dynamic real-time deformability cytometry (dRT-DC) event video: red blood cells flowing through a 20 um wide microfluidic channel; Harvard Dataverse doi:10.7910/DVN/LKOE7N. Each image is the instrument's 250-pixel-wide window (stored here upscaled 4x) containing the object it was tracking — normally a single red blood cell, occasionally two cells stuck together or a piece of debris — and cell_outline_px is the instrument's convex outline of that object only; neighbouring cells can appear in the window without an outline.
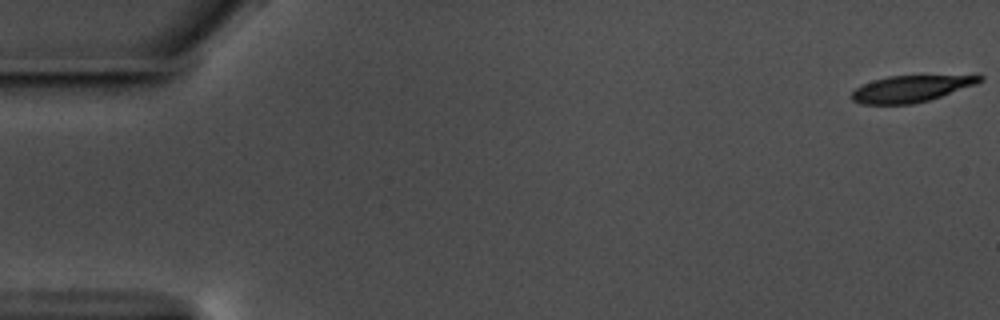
{"species": "common noctule bat (a hibernating species)", "species_latin": "Nyctalus noctula", "temperature_condition": "warm", "stored_images_in_passage": 58, "camera_frame_rate_fps": 3000, "um_per_image_px": 0.085, "animal": {"sex": "male", "body_mass_g": 17.5, "forearm_length_mm": 52.3}, "frame": {"image": 1, "passage_image": 1, "time_ms": 0.0, "image_size_px": [1000, 320], "cell_outline_px": [[984, 80], [976, 84], [928, 100], [912, 104], [860, 104], [852, 100], [852, 92], [856, 88], [872, 80], [888, 76], [984, 76]], "centroid_in_image_um": [77.37, 7.55], "position_along_channel_um": 7.6, "area_um2": 19.36}}
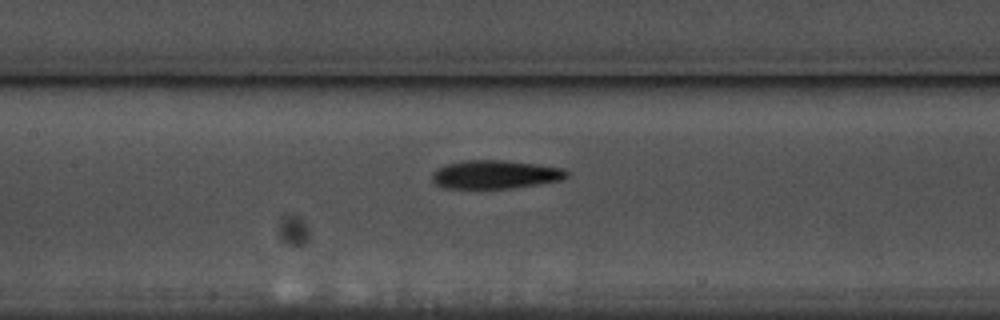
{"frame": {"image": 2, "passage_image": 27, "time_ms": 8.667, "image_size_px": [1000, 320], "cell_outline_px": [[568, 176], [564, 180], [512, 188], [440, 188], [432, 180], [432, 172], [436, 168], [444, 164], [464, 160], [504, 160], [536, 164], [564, 168], [568, 172]], "centroid_in_image_um": [42.07, 14.83], "position_along_channel_um": 165.3, "area_um2": 22.6}}
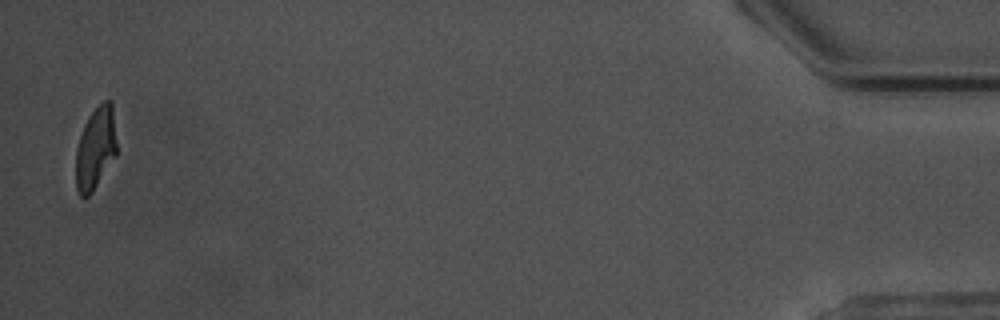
{"frame": {"image": 3, "passage_image": 57, "time_ms": 18.667, "image_size_px": [1000, 320], "cell_outline_px": [[116, 156], [92, 192], [88, 196], [80, 196], [76, 188], [76, 148], [84, 124], [92, 112], [104, 100], [112, 100], [116, 144]], "centroid_in_image_um": [8.12, 12.6], "position_along_channel_um": 427.1, "area_um2": 19.48}, "authors_computed_cell_mechanics": {"area_um2": 21.9062, "velocity_mm_per_s": 3.5379, "shape_relaxation_time_tau1_ms": 4.2963, "shape_relaxation_time_tau2_ms": 3.899, "deformation_change_tau1": 0.1783, "deformation_change_tau2": 0.1141}}